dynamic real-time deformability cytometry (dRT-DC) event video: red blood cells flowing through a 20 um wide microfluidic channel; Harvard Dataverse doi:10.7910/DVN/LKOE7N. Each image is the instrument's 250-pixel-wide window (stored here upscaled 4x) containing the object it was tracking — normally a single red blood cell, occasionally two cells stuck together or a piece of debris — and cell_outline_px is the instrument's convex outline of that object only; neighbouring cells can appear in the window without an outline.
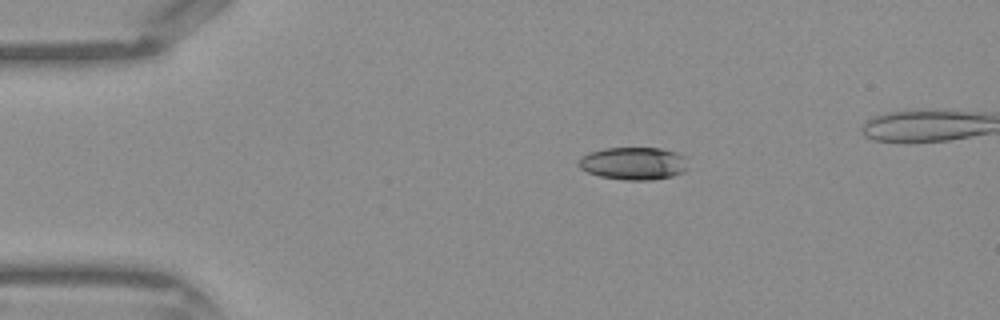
{"species": "Egyptian fruit bat (a non-hibernating species)", "species_latin": "Rousettus aegyptiacus", "temperature_condition": "warm", "stored_images_in_passage": 34, "camera_frame_rate_fps": 3000, "um_per_image_px": 0.085, "frame": {"image": 1, "passage_image": 1, "time_ms": 0.0, "image_size_px": [1000, 320], "cell_outline_px": [[688, 168], [684, 172], [672, 176], [652, 180], [624, 180], [600, 176], [588, 172], [580, 168], [576, 164], [576, 160], [580, 156], [588, 152], [604, 148], [660, 148], [676, 152], [684, 156]], "centroid_in_image_um": [53.81, 13.89], "position_along_channel_um": 31.2, "area_um2": 21.1}}
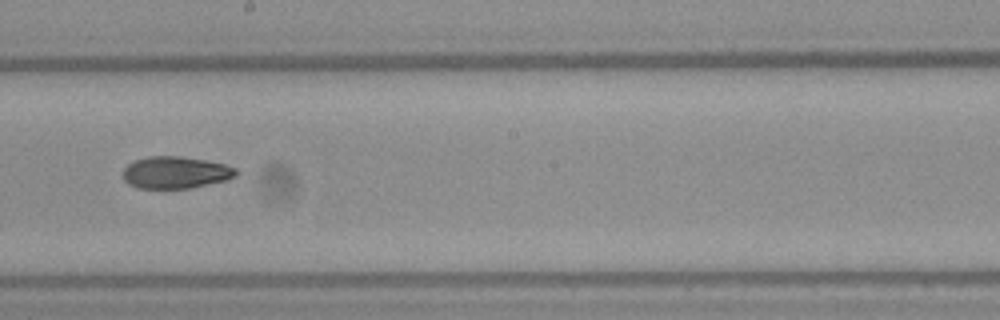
{"frame": {"image": 2, "passage_image": 17, "time_ms": 5.333, "image_size_px": [1000, 320], "cell_outline_px": [[240, 172], [236, 176], [224, 180], [188, 188], [136, 188], [128, 184], [124, 180], [124, 168], [128, 164], [136, 160], [148, 156], [180, 156], [204, 160], [224, 164], [236, 168]], "centroid_in_image_um": [14.91, 14.66], "position_along_channel_um": 233.3, "area_um2": 20.92}}
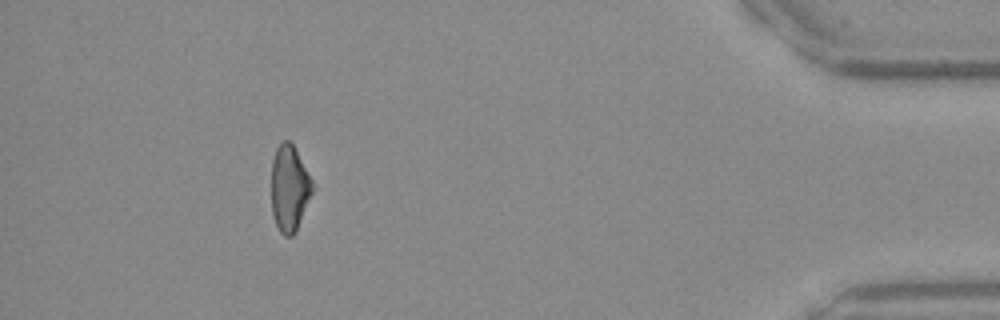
{"frame": {"image": 3, "passage_image": 32, "time_ms": 10.333, "image_size_px": [1000, 320], "cell_outline_px": [[312, 192], [296, 232], [292, 236], [284, 236], [280, 232], [272, 216], [272, 160], [276, 148], [284, 140], [288, 140], [292, 144], [312, 180]], "centroid_in_image_um": [24.58, 16.04], "position_along_channel_um": 410.6, "area_um2": 20.29}}